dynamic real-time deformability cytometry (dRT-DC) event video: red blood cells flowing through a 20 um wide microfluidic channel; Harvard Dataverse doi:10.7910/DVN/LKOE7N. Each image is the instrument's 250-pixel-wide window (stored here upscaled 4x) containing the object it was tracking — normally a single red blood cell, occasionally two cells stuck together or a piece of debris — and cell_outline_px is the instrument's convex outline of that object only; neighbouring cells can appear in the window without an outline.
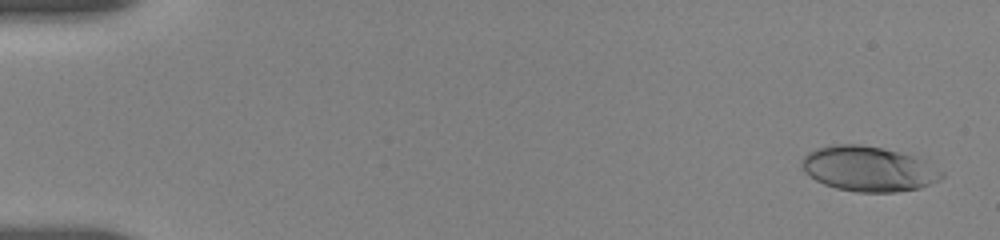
{"species": "human", "species_latin": "Homo sapiens", "temperature_condition": "room temperature", "stored_images_in_passage": 27, "camera_frame_rate_fps": 3000, "um_per_image_px": 0.085, "donor": {"sex": "female"}, "frame": {"image": 1, "passage_image": 2, "time_ms": 0.333, "image_size_px": [1000, 240], "cell_outline_px": [[944, 176], [940, 180], [920, 188], [896, 192], [856, 192], [836, 188], [824, 184], [816, 180], [804, 172], [804, 156], [808, 152], [816, 148], [832, 144], [860, 144], [880, 148], [912, 156], [944, 172]], "centroid_in_image_um": [73.81, 14.36], "position_along_channel_um": 11.2, "area_um2": 36.24}}
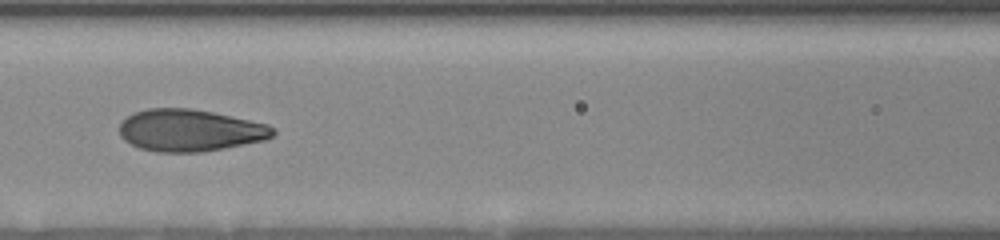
{"frame": {"image": 2, "passage_image": 20, "time_ms": 8.0, "image_size_px": [1000, 240], "cell_outline_px": [[276, 132], [272, 136], [264, 140], [224, 148], [200, 152], [156, 152], [140, 148], [124, 140], [120, 136], [120, 124], [132, 112], [148, 108], [192, 108], [212, 112], [268, 124], [276, 128]], "centroid_in_image_um": [16.14, 11.07], "position_along_channel_um": 150.5, "area_um2": 37.57}}
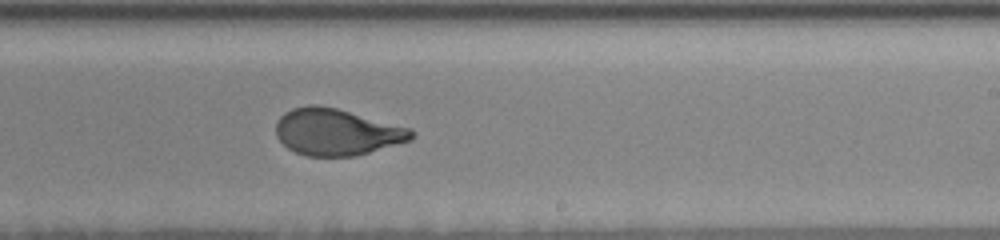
{"frame": {"image": 3, "passage_image": 27, "time_ms": 11.0, "image_size_px": [1000, 240], "cell_outline_px": [[416, 136], [412, 140], [356, 156], [308, 156], [296, 152], [288, 148], [276, 136], [276, 124], [280, 116], [284, 112], [292, 108], [312, 104], [316, 104], [336, 108], [412, 128], [416, 132]], "centroid_in_image_um": [28.65, 11.22], "position_along_channel_um": 260.3, "area_um2": 36.99}}